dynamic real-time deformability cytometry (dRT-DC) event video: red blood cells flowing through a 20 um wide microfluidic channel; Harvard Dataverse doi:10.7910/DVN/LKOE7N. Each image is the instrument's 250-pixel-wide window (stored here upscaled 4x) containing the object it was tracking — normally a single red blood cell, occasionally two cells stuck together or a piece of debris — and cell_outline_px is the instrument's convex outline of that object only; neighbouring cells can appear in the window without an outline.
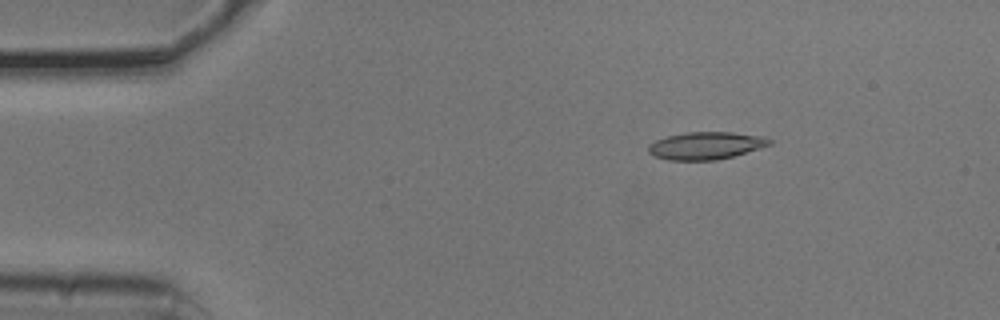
{"species": "common noctule bat (a hibernating species)", "species_latin": "Nyctalus noctula", "temperature_condition": "cold", "stored_images_in_passage": 3, "camera_frame_rate_fps": 3000, "um_per_image_px": 0.085, "animal": {"sex": "male", "body_mass_g": 20.5, "forearm_length_mm": 52.5}, "frame": {"image": 1, "passage_image": 1, "time_ms": 0.0, "image_size_px": [1000, 320], "cell_outline_px": [[772, 144], [760, 148], [732, 156], [716, 160], [668, 160], [656, 156], [648, 152], [648, 144], [656, 140], [668, 136], [688, 132], [732, 132], [764, 136], [772, 140]], "centroid_in_image_um": [60.01, 12.37], "position_along_channel_um": 25.0, "area_um2": 19.31}}
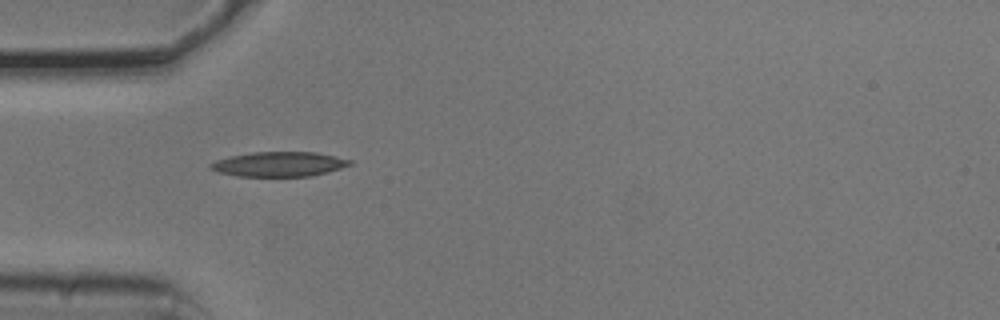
{"frame": {"image": 2, "passage_image": 3, "time_ms": 0.667, "image_size_px": [1000, 320], "cell_outline_px": [[352, 164], [328, 172], [312, 176], [236, 176], [220, 172], [208, 168], [208, 164], [216, 160], [232, 156], [252, 152], [316, 152], [336, 156], [352, 160]], "centroid_in_image_um": [23.73, 13.95], "position_along_channel_um": 61.3, "area_um2": 20.06}}